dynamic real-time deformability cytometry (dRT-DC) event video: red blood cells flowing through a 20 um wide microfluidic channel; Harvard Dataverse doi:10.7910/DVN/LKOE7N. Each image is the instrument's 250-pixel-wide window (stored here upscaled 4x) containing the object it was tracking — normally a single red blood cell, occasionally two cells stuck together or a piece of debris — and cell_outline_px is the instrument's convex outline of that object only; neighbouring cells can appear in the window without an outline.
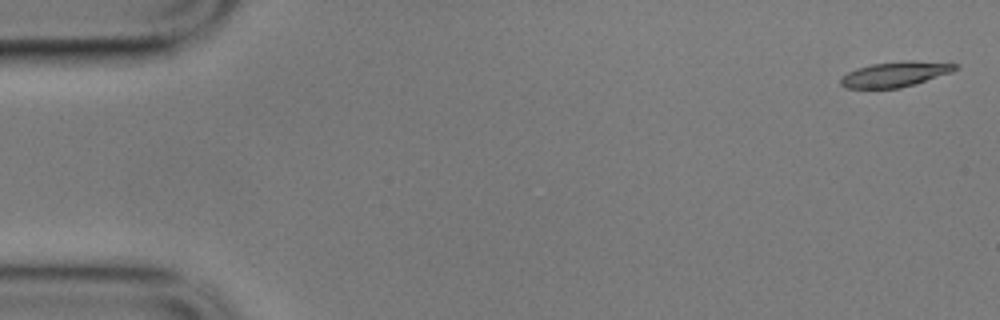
{"species": "common noctule bat (a hibernating species)", "species_latin": "Nyctalus noctula", "temperature_condition": "cold", "stored_images_in_passage": 4, "camera_frame_rate_fps": 3000, "um_per_image_px": 0.085, "animal": {"sex": "male", "body_mass_g": 17.9}, "frame": {"image": 1, "passage_image": 1, "time_ms": 0.0, "image_size_px": [1000, 320], "cell_outline_px": [[960, 68], [952, 72], [900, 88], [844, 88], [840, 84], [840, 80], [848, 72], [856, 68], [872, 64], [904, 60], [912, 60], [960, 64]], "centroid_in_image_um": [76.12, 6.29], "position_along_channel_um": 8.9, "area_um2": 16.82}}